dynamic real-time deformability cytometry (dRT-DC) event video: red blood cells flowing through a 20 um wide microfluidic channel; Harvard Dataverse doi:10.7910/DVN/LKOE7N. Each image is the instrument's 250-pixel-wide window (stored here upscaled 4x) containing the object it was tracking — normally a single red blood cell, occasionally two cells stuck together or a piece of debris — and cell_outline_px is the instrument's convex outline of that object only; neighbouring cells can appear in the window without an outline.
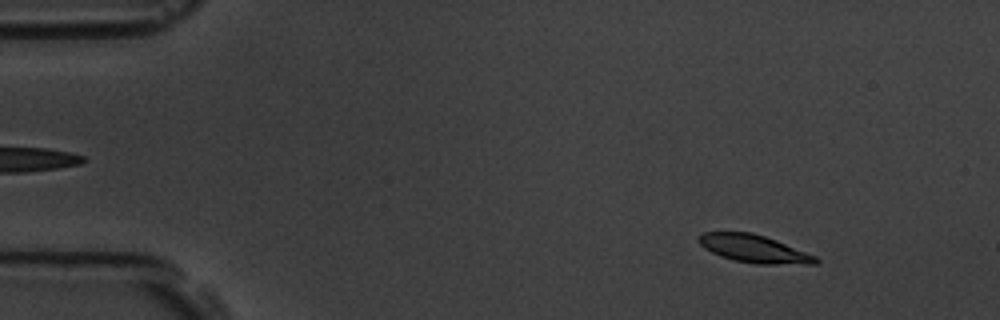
{"species": "common noctule bat (a hibernating species)", "species_latin": "Nyctalus noctula", "temperature_condition": "room temperature", "stored_images_in_passage": 55, "camera_frame_rate_fps": 3000, "um_per_image_px": 0.085, "animal": {"sex": "male", "body_mass_g": 19.5, "forearm_length_mm": 54.6}, "frame": {"image": 1, "passage_image": 4, "time_ms": 1.0, "image_size_px": [1000, 320], "cell_outline_px": [[820, 260], [816, 264], [756, 264], [732, 260], [720, 256], [704, 248], [696, 240], [704, 232], [752, 232], [776, 240], [816, 256]], "centroid_in_image_um": [64.08, 21.15], "position_along_channel_um": 20.9, "area_um2": 18.9}}
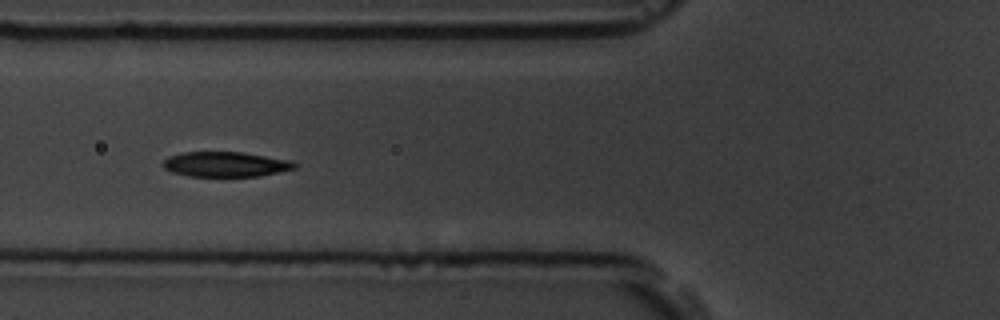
{"frame": {"image": 2, "passage_image": 19, "time_ms": 6.0, "image_size_px": [1000, 320], "cell_outline_px": [[296, 168], [260, 176], [188, 176], [172, 172], [164, 168], [160, 164], [168, 156], [184, 152], [244, 152], [292, 160], [296, 164]], "centroid_in_image_um": [19.16, 13.96], "position_along_channel_um": 106.6, "area_um2": 19.31}}
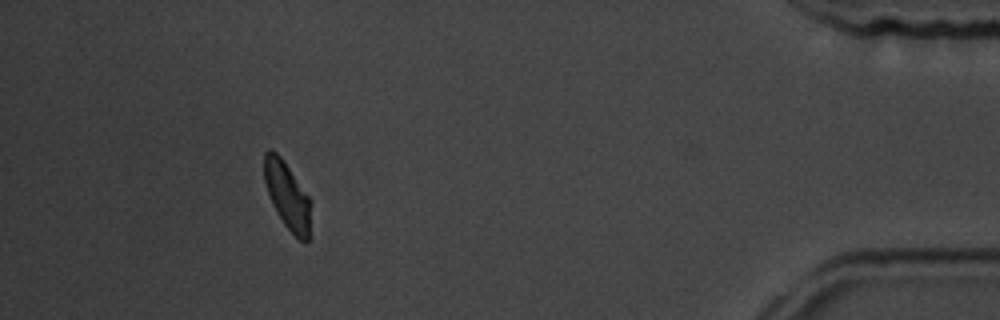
{"frame": {"image": 3, "passage_image": 50, "time_ms": 16.333, "image_size_px": [1000, 320], "cell_outline_px": [[312, 200], [308, 240], [304, 244], [284, 224], [272, 204], [264, 180], [264, 152], [268, 148], [272, 148], [280, 156]], "centroid_in_image_um": [24.43, 16.61], "position_along_channel_um": 410.8, "area_um2": 18.26}, "authors_computed_cell_mechanics": {"area_um2": 19.7098, "velocity_mm_per_s": 3.5132, "shape_relaxation_time_tau1_ms": 2.5747, "shape_relaxation_time_tau2_ms": 1.5802, "deformation_change_tau1": 0.1293, "deformation_change_tau2": 0.0532}}